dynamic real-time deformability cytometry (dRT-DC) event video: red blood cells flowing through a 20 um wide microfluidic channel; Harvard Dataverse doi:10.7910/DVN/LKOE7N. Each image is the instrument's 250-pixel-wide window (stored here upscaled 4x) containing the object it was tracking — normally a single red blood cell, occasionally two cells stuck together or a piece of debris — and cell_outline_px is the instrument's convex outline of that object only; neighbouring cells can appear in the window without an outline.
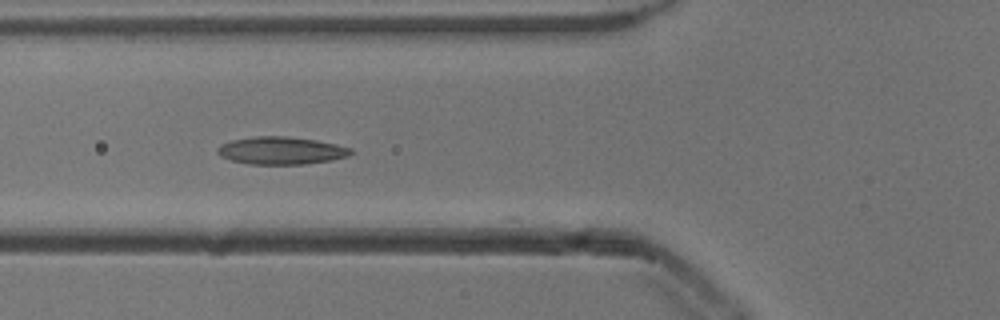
{"species": "common noctule bat (a hibernating species)", "species_latin": "Nyctalus noctula", "temperature_condition": "cold", "stored_images_in_passage": 52, "camera_frame_rate_fps": 3000, "um_per_image_px": 0.085, "animal": {"sex": "male", "body_mass_g": 13.3}, "frame": {"image": 1, "passage_image": 19, "time_ms": 6.0, "image_size_px": [1000, 320], "cell_outline_px": [[356, 152], [348, 156], [332, 160], [304, 164], [248, 164], [232, 160], [220, 156], [216, 152], [216, 148], [220, 144], [232, 140], [256, 136], [284, 136], [316, 140], [336, 144], [352, 148]], "centroid_in_image_um": [23.91, 12.8], "position_along_channel_um": 101.9, "area_um2": 21.56}}
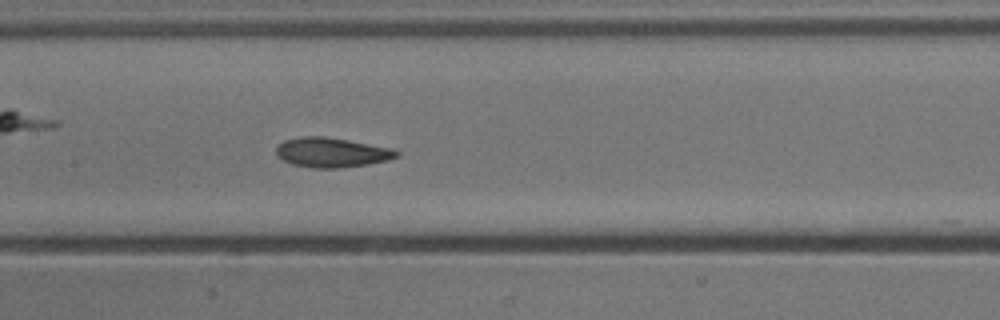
{"frame": {"image": 2, "passage_image": 25, "time_ms": 8.0, "image_size_px": [1000, 320], "cell_outline_px": [[400, 156], [388, 160], [368, 164], [344, 168], [312, 168], [292, 164], [276, 156], [276, 148], [284, 140], [300, 136], [324, 136], [348, 140], [392, 148], [400, 152]], "centroid_in_image_um": [28.2, 12.96], "position_along_channel_um": 179.2, "area_um2": 20.98}}
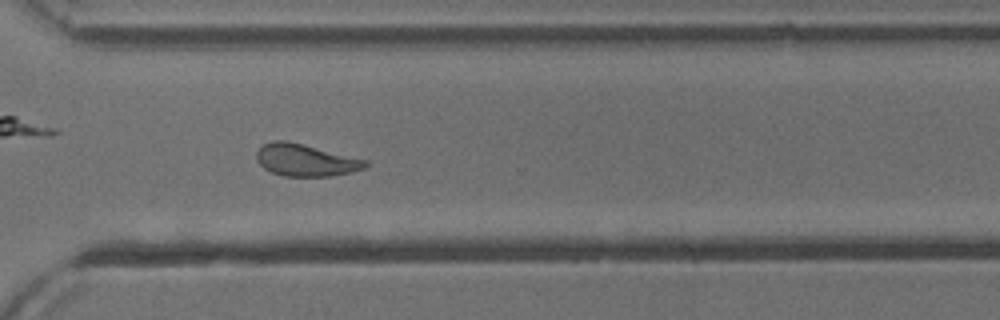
{"frame": {"image": 3, "passage_image": 38, "time_ms": 12.333, "image_size_px": [1000, 320], "cell_outline_px": [[368, 164], [364, 168], [348, 172], [328, 176], [284, 176], [272, 172], [264, 168], [256, 160], [256, 152], [264, 144], [272, 140], [284, 140], [368, 160]], "centroid_in_image_um": [25.94, 13.61], "position_along_channel_um": 344.7, "area_um2": 20.0}, "authors_computed_cell_mechanics": {"area_um2": 20.9525, "velocity_mm_per_s": 3.8368, "shape_relaxation_time_tau1_ms": 5.8243, "shape_relaxation_time_tau2_ms": 2.3036, "deformation_change_tau1": 0.1388, "deformation_change_tau2": 0.0885}}